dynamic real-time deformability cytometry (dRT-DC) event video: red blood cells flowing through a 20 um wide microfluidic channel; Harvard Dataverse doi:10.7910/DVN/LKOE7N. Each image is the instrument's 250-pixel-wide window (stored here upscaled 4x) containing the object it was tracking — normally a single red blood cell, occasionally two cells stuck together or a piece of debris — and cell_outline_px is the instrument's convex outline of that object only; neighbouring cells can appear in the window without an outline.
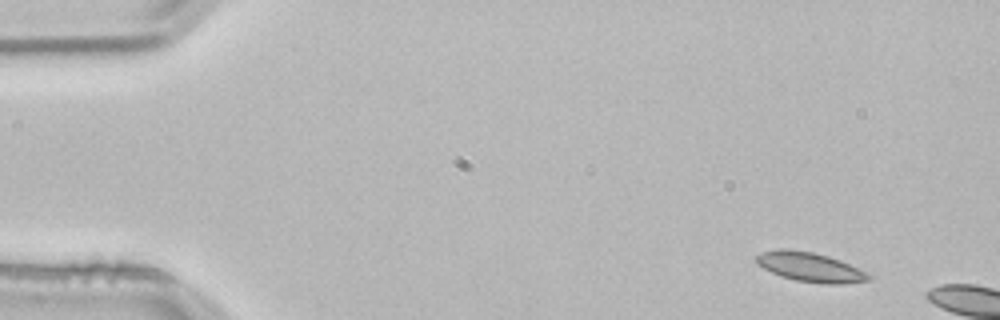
{"species": "common noctule bat (a hibernating species)", "species_latin": "Nyctalus noctula", "temperature_condition": "room temperature", "stored_images_in_passage": 3, "camera_frame_rate_fps": 3000, "um_per_image_px": 0.085, "animal": {"sex": "male", "body_mass_g": 21.5, "forearm_length_mm": 52.0}, "frame": {"image": 1, "passage_image": 1, "time_ms": 0.0, "image_size_px": [1000, 320], "cell_outline_px": [[876, 276], [872, 280], [840, 284], [824, 284], [796, 280], [780, 276], [756, 264], [752, 260], [760, 252], [776, 248], [788, 248], [812, 252], [828, 256], [840, 260], [872, 272]], "centroid_in_image_um": [68.92, 22.69], "position_along_channel_um": 16.1, "area_um2": 19.94}}